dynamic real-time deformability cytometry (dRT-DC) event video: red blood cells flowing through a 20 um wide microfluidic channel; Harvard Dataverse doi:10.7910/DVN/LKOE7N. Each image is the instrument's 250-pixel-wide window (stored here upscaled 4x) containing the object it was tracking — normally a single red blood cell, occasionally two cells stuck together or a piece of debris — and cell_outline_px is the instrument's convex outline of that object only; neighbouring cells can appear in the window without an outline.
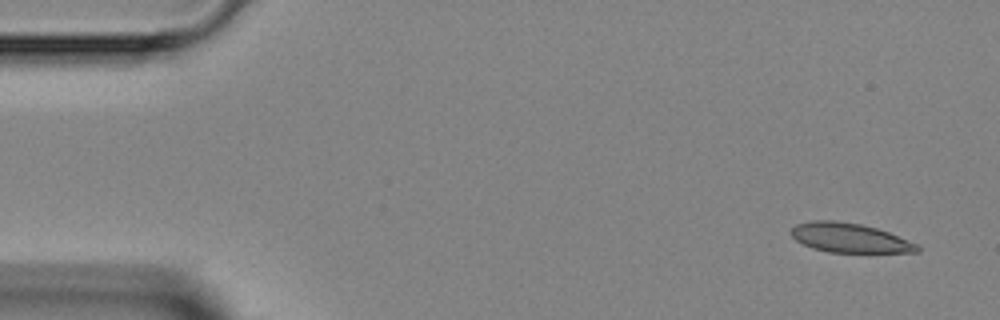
{"species": "Egyptian fruit bat (a non-hibernating species)", "species_latin": "Rousettus aegyptiacus", "temperature_condition": "room temperature", "stored_images_in_passage": 4, "camera_frame_rate_fps": 3000, "um_per_image_px": 0.085, "animal": {"sex": "female"}, "frame": {"image": 1, "passage_image": 1, "time_ms": 0.0, "image_size_px": [1000, 320], "cell_outline_px": [[920, 252], [828, 252], [812, 248], [796, 240], [792, 236], [792, 228], [796, 224], [812, 220], [836, 220], [860, 224], [876, 228], [888, 232], [916, 244], [920, 248]], "centroid_in_image_um": [72.19, 20.21], "position_along_channel_um": 12.8, "area_um2": 21.33}}